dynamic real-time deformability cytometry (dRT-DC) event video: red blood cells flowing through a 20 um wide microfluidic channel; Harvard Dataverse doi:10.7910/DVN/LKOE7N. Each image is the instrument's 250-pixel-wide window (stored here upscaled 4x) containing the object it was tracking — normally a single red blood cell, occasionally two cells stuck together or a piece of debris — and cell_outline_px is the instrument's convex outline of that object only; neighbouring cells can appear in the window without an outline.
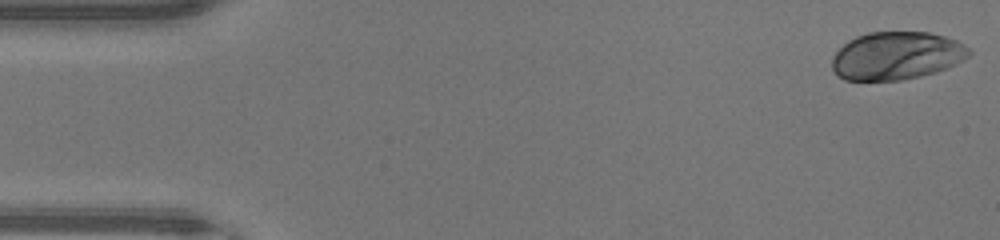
{"species": "human", "species_latin": "Homo sapiens", "temperature_condition": "warm", "stored_images_in_passage": 47, "camera_frame_rate_fps": 3000, "um_per_image_px": 0.085, "donor": {"sex": "male"}, "frame": {"image": 1, "passage_image": 1, "time_ms": 0.0, "image_size_px": [1000, 240], "cell_outline_px": [[972, 52], [964, 60], [948, 68], [936, 72], [920, 76], [900, 80], [844, 80], [832, 68], [832, 56], [848, 40], [856, 36], [868, 32], [928, 32], [944, 36], [956, 40], [968, 48]], "centroid_in_image_um": [76.21, 4.73], "position_along_channel_um": 8.8, "area_um2": 38.26}}
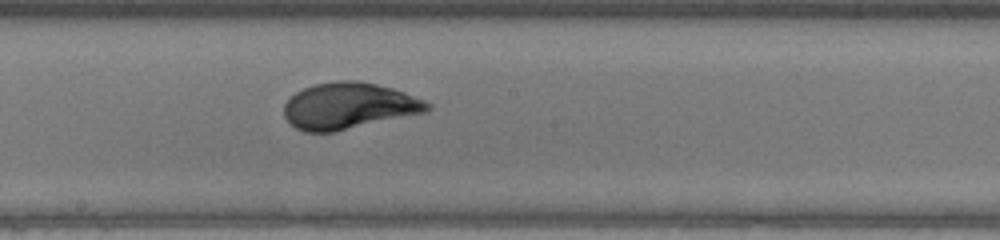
{"frame": {"image": 2, "passage_image": 25, "time_ms": 8.0, "image_size_px": [1000, 240], "cell_outline_px": [[432, 108], [428, 112], [332, 132], [304, 132], [296, 128], [284, 116], [284, 104], [296, 92], [304, 88], [316, 84], [336, 80], [356, 80], [376, 84], [392, 88], [404, 92], [424, 100], [432, 104]], "centroid_in_image_um": [29.67, 9.0], "position_along_channel_um": 218.5, "area_um2": 38.67}}
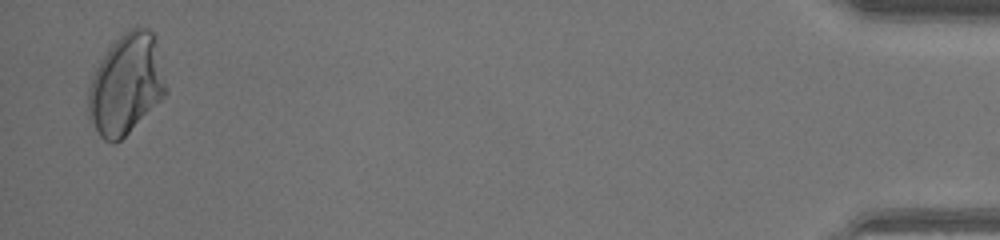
{"frame": {"image": 3, "passage_image": 46, "time_ms": 15.0, "image_size_px": [1000, 240], "cell_outline_px": [[168, 92], [120, 140], [112, 144], [104, 140], [100, 136], [88, 120], [88, 88], [92, 76], [96, 68], [108, 48], [128, 28], [136, 24], [140, 24], [148, 28], [156, 36], [168, 88]], "centroid_in_image_um": [10.73, 7.12], "position_along_channel_um": 424.5, "area_um2": 45.84}, "authors_computed_cell_mechanics": {"area_um2": 38.0902, "velocity_mm_per_s": 4.3266, "shape_relaxation_time_tau1_ms": 3.6966, "shape_relaxation_time_tau2_ms": null, "deformation_change_tau1": 0.1878, "deformation_change_tau2": null}}